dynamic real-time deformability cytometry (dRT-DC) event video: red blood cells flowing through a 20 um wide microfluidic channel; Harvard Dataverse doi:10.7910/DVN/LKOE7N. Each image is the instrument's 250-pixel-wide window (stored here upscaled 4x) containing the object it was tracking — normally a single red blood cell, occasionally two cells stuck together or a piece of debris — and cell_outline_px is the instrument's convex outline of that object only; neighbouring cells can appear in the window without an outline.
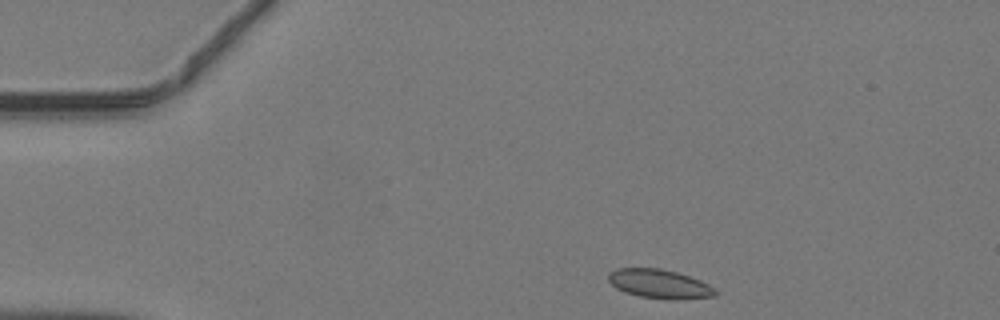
{"species": "common noctule bat (a hibernating species)", "species_latin": "Nyctalus noctula", "temperature_condition": "warm", "stored_images_in_passage": 39, "camera_frame_rate_fps": 3000, "um_per_image_px": 0.085, "animal": {"sex": "male", "body_mass_g": 19.2, "forearm_length_mm": 51.8}, "frame": {"image": 1, "passage_image": 1, "time_ms": 0.0, "image_size_px": [1000, 320], "cell_outline_px": [[716, 296], [676, 300], [668, 300], [640, 296], [624, 292], [616, 288], [608, 280], [608, 272], [616, 268], [660, 268], [676, 272], [700, 280], [708, 284], [716, 292]], "centroid_in_image_um": [56.02, 24.13], "position_along_channel_um": 29.0, "area_um2": 18.09}}
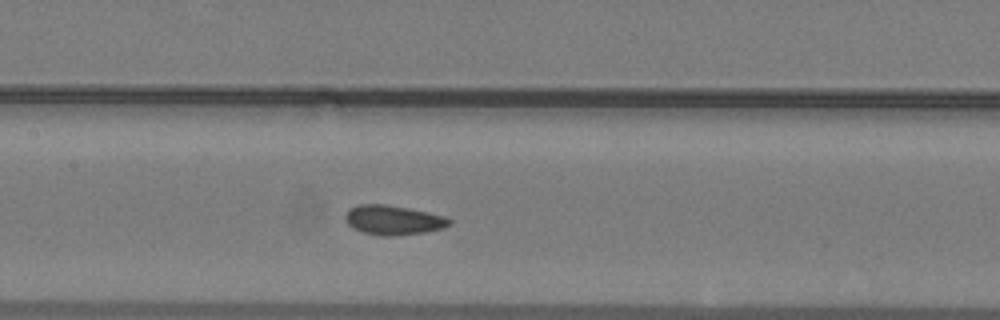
{"frame": {"image": 2, "passage_image": 15, "time_ms": 4.667, "image_size_px": [1000, 320], "cell_outline_px": [[452, 224], [444, 228], [424, 232], [392, 236], [384, 236], [364, 232], [352, 228], [348, 224], [344, 216], [348, 208], [360, 204], [384, 204], [444, 216], [452, 220]], "centroid_in_image_um": [33.4, 18.71], "position_along_channel_um": 174.0, "area_um2": 17.69}}
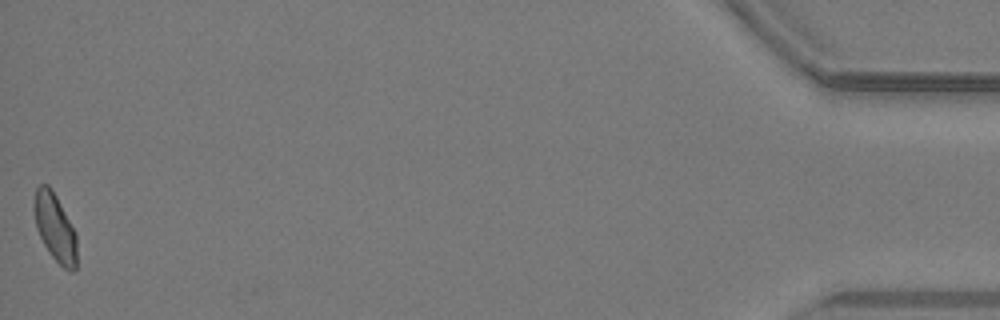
{"frame": {"image": 3, "passage_image": 39, "time_ms": 12.667, "image_size_px": [1000, 320], "cell_outline_px": [[76, 272], [72, 272], [64, 268], [52, 256], [44, 244], [36, 228], [36, 188], [40, 184], [48, 184], [52, 188], [76, 232]], "centroid_in_image_um": [4.72, 19.37], "position_along_channel_um": 430.5, "area_um2": 16.47}}